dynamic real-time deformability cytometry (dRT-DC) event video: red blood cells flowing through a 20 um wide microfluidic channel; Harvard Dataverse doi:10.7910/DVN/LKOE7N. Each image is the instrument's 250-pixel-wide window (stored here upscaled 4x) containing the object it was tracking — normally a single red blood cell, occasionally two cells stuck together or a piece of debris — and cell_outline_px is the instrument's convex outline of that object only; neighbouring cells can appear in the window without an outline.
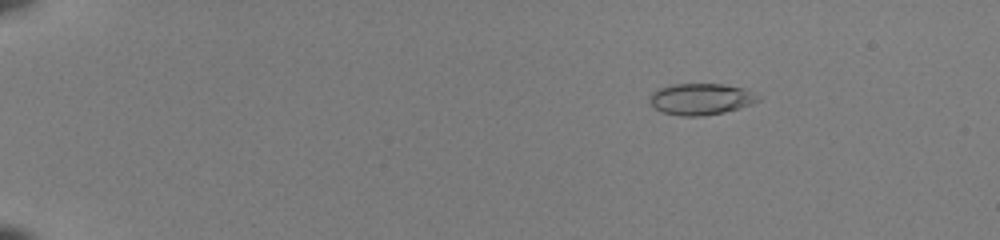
{"species": "common noctule bat (a hibernating species)", "species_latin": "Nyctalus noctula", "temperature_condition": "room temperature", "stored_images_in_passage": 53, "camera_frame_rate_fps": 3000, "um_per_image_px": 0.085, "animal": {"sex": "female", "body_mass_g": 22.0, "forearm_length_mm": 56.7}, "frame": {"image": 1, "passage_image": 10, "time_ms": 3.0, "image_size_px": [1000, 240], "cell_outline_px": [[760, 100], [752, 104], [740, 108], [724, 112], [704, 116], [680, 116], [660, 112], [648, 100], [652, 92], [656, 88], [672, 84], [720, 84], [744, 88], [760, 96]], "centroid_in_image_um": [59.56, 8.42], "position_along_channel_um": 25.4, "area_um2": 20.06}}
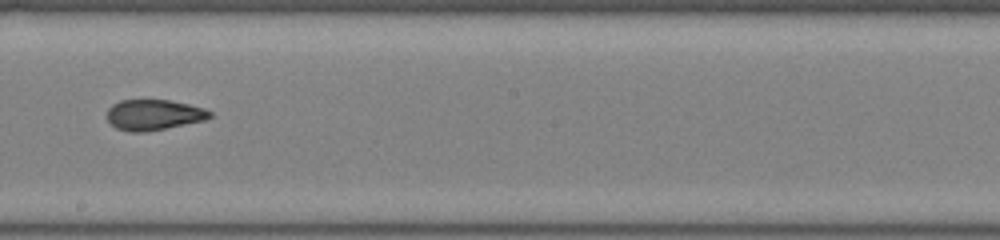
{"frame": {"image": 2, "passage_image": 34, "time_ms": 11.0, "image_size_px": [1000, 240], "cell_outline_px": [[212, 116], [204, 120], [144, 132], [132, 132], [116, 128], [108, 120], [108, 108], [112, 104], [120, 100], [168, 100], [188, 104], [204, 108], [212, 112]], "centroid_in_image_um": [13.06, 9.75], "position_along_channel_um": 235.1, "area_um2": 18.09}}
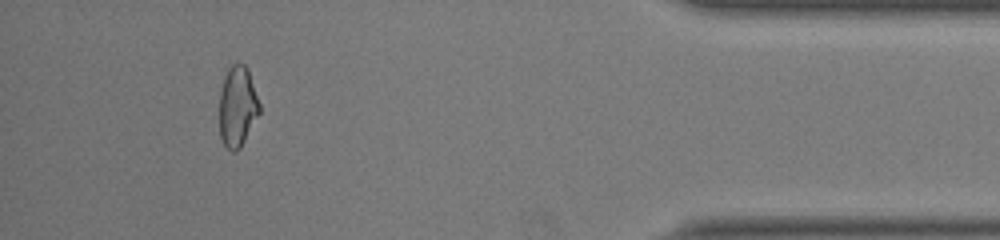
{"frame": {"image": 3, "passage_image": 50, "time_ms": 16.333, "image_size_px": [1000, 240], "cell_outline_px": [[260, 112], [240, 148], [236, 152], [232, 152], [224, 144], [220, 136], [220, 92], [224, 76], [228, 68], [232, 64], [244, 64], [248, 68], [260, 104]], "centroid_in_image_um": [20.19, 9.04], "position_along_channel_um": 415.0, "area_um2": 18.79}, "authors_computed_cell_mechanics": {"area_um2": 19.1318, "velocity_mm_per_s": 4.1084, "shape_relaxation_time_tau1_ms": 8.6617, "shape_relaxation_time_tau2_ms": 1.1729, "deformation_change_tau1": 0.2926, "deformation_change_tau2": 0.0791}}